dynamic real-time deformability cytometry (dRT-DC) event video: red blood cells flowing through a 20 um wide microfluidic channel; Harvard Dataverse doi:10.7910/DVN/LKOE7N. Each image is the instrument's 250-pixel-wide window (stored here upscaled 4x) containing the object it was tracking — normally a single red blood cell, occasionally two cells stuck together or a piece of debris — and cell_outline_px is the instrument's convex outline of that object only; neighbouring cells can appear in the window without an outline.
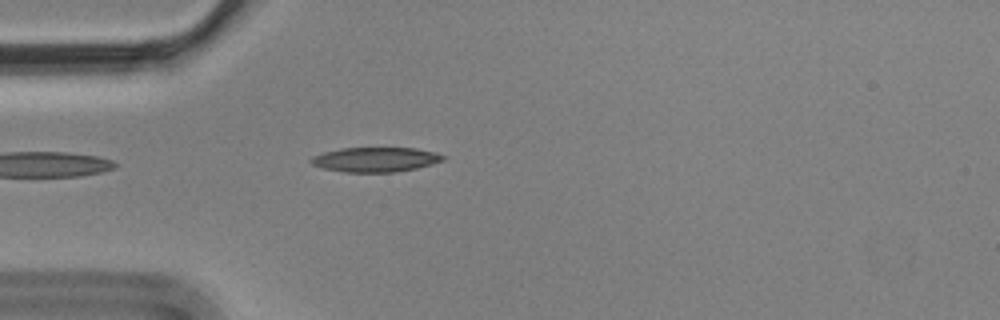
{"species": "Egyptian fruit bat (a non-hibernating species)", "species_latin": "Rousettus aegyptiacus", "temperature_condition": "cold", "stored_images_in_passage": 5, "camera_frame_rate_fps": 3000, "um_per_image_px": 0.085, "animal": {"sex": "male"}, "frame": {"image": 1, "passage_image": 5, "time_ms": 1.333, "image_size_px": [1000, 320], "cell_outline_px": [[448, 156], [444, 160], [416, 168], [396, 172], [344, 172], [324, 168], [312, 164], [308, 160], [312, 156], [324, 152], [340, 148], [416, 148], [436, 152]], "centroid_in_image_um": [31.93, 13.55], "position_along_channel_um": 53.1, "area_um2": 19.02}}